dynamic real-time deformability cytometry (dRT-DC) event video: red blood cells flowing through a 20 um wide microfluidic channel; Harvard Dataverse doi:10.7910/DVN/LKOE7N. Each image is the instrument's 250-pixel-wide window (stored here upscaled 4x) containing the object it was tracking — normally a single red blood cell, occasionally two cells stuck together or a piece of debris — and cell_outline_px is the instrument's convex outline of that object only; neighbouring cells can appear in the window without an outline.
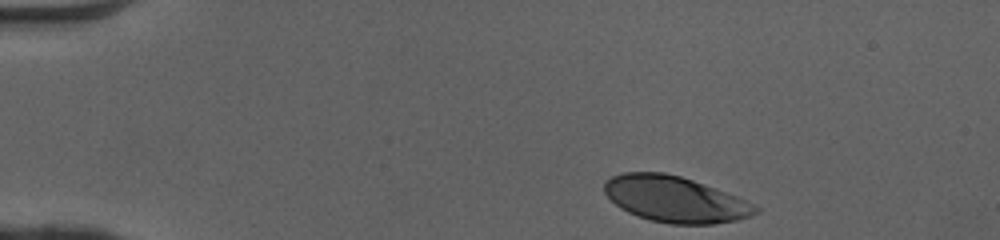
{"species": "human", "species_latin": "Homo sapiens", "temperature_condition": "cold", "stored_images_in_passage": 35, "camera_frame_rate_fps": 3000, "um_per_image_px": 0.085, "donor": {"sex": "female"}, "frame": {"image": 1, "passage_image": 1, "time_ms": 0.0, "image_size_px": [1000, 240], "cell_outline_px": [[760, 212], [736, 220], [712, 224], [668, 224], [652, 220], [628, 212], [620, 208], [604, 192], [604, 180], [612, 176], [624, 172], [664, 172], [680, 176], [692, 180], [736, 196], [760, 208]], "centroid_in_image_um": [57.35, 16.93], "position_along_channel_um": 27.6, "area_um2": 40.11}}
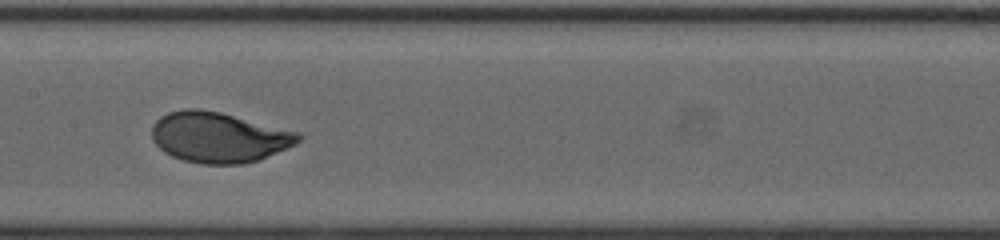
{"frame": {"image": 2, "passage_image": 19, "time_ms": 6.0, "image_size_px": [1000, 240], "cell_outline_px": [[304, 136], [296, 144], [260, 160], [240, 164], [200, 164], [184, 160], [172, 156], [164, 152], [152, 140], [152, 124], [160, 116], [168, 112], [184, 108], [200, 108], [220, 112], [300, 132]], "centroid_in_image_um": [18.6, 11.66], "position_along_channel_um": 188.8, "area_um2": 43.41}}
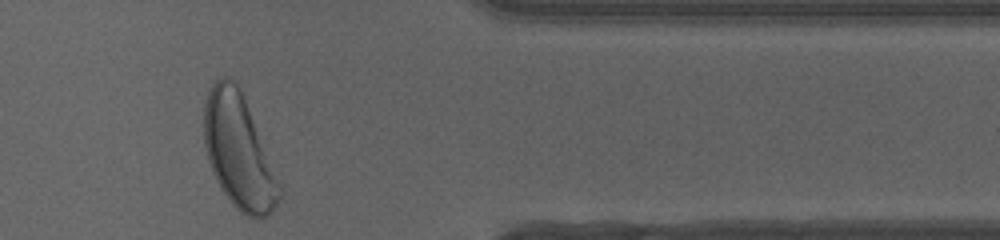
{"frame": {"image": 3, "passage_image": 35, "time_ms": 11.333, "image_size_px": [1000, 240], "cell_outline_px": [[284, 192], [280, 200], [260, 220], [256, 220], [240, 212], [232, 204], [220, 188], [216, 180], [208, 160], [204, 144], [204, 104], [208, 92], [212, 84], [220, 76], [228, 76], [236, 84], [244, 100]], "centroid_in_image_um": [20.27, 12.92], "position_along_channel_um": 391.1, "area_um2": 49.36}, "authors_computed_cell_mechanics": {"area_um2": 42.1362, "velocity_mm_per_s": 4.0753, "shape_relaxation_time_tau1_ms": 1.9091, "shape_relaxation_time_tau2_ms": null, "deformation_change_tau1": 0.1511, "deformation_change_tau2": null}}